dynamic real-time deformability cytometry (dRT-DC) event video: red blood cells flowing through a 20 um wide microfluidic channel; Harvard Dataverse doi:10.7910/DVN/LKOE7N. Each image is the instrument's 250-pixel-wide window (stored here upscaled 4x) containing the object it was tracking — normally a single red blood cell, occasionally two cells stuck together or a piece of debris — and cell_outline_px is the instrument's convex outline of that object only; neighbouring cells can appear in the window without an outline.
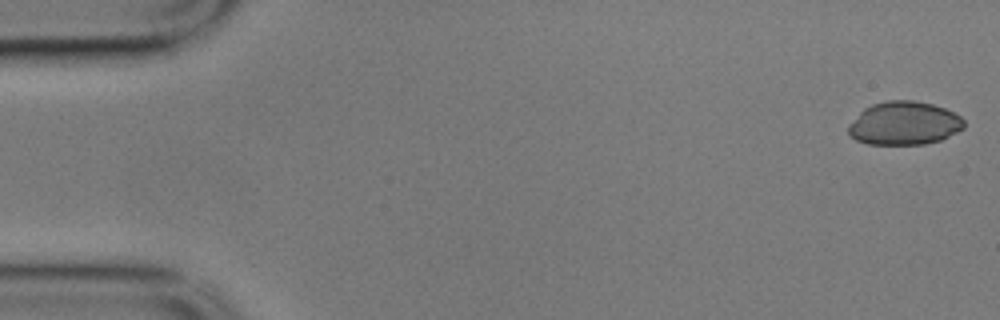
{"species": "common noctule bat (a hibernating species)", "species_latin": "Nyctalus noctula", "temperature_condition": "cold", "stored_images_in_passage": 58, "camera_frame_rate_fps": 3000, "um_per_image_px": 0.085, "animal": {"sex": "male", "body_mass_g": 17.9}, "frame": {"image": 1, "passage_image": 1, "time_ms": 0.0, "image_size_px": [1000, 320], "cell_outline_px": [[964, 128], [940, 140], [924, 144], [868, 144], [856, 140], [848, 132], [848, 124], [864, 108], [872, 104], [888, 100], [916, 100], [932, 104], [944, 108], [960, 116], [964, 120]], "centroid_in_image_um": [76.84, 10.47], "position_along_channel_um": 8.2, "area_um2": 29.19}}
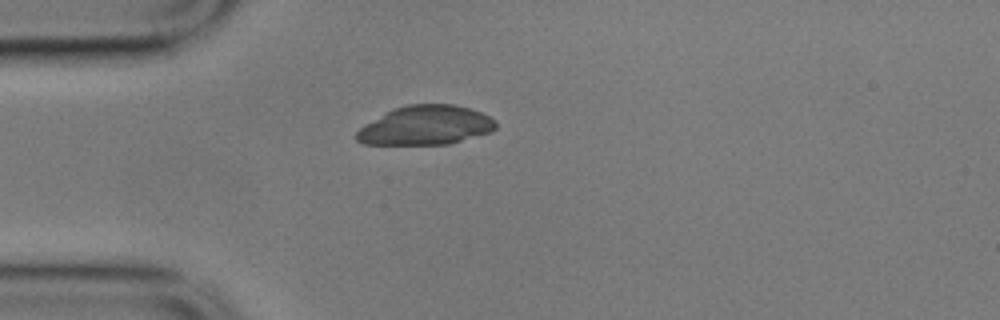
{"frame": {"image": 2, "passage_image": 15, "time_ms": 4.667, "image_size_px": [1000, 320], "cell_outline_px": [[496, 128], [492, 132], [448, 144], [364, 144], [356, 140], [356, 132], [364, 124], [392, 108], [408, 104], [452, 104], [468, 108], [480, 112], [496, 120]], "centroid_in_image_um": [36.17, 10.65], "position_along_channel_um": 48.8, "area_um2": 31.85}}